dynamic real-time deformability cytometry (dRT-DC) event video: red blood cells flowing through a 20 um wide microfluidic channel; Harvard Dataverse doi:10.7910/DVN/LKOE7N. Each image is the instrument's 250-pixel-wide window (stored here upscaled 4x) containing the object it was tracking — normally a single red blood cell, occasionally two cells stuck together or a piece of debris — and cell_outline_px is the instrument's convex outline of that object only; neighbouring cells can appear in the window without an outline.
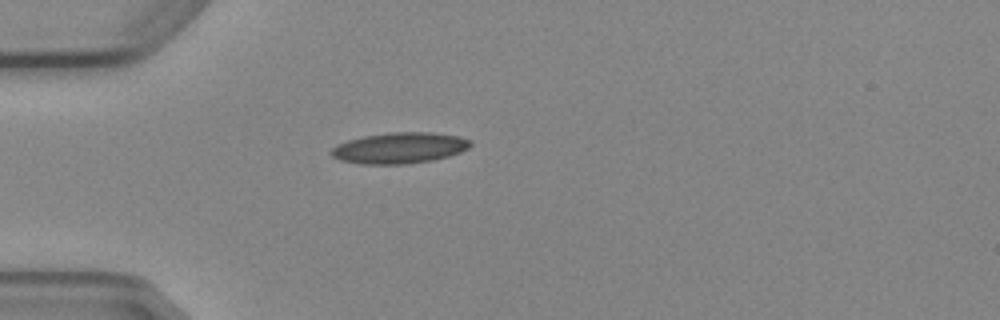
{"species": "Egyptian fruit bat (a non-hibernating species)", "species_latin": "Rousettus aegyptiacus", "temperature_condition": "cold", "stored_images_in_passage": 1, "camera_frame_rate_fps": 3000, "um_per_image_px": 0.085, "animal": {"sex": "female"}, "frame": {"image": 1, "passage_image": 1, "time_ms": 0.0, "image_size_px": [1000, 320], "cell_outline_px": [[472, 144], [468, 148], [460, 152], [448, 156], [432, 160], [404, 164], [360, 164], [340, 160], [332, 156], [328, 152], [336, 144], [348, 140], [364, 136], [392, 132], [432, 132], [460, 136], [468, 140]], "centroid_in_image_um": [33.92, 12.57], "position_along_channel_um": 51.1, "area_um2": 25.14}}